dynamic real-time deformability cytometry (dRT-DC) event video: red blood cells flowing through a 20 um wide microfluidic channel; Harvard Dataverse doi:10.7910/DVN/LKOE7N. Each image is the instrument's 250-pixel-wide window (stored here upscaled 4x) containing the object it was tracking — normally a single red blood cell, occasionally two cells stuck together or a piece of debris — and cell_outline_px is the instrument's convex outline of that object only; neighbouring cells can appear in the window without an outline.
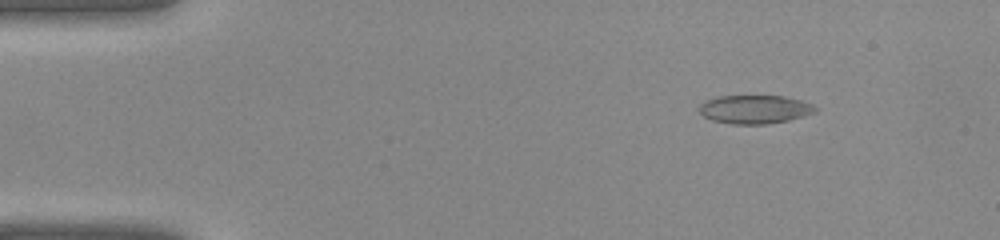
{"species": "common noctule bat (a hibernating species)", "species_latin": "Nyctalus noctula", "temperature_condition": "warm", "stored_images_in_passage": 40, "camera_frame_rate_fps": 3000, "um_per_image_px": 0.085, "animal": {"sex": "female", "body_mass_g": 22.0, "forearm_length_mm": 56.7}, "frame": {"image": 1, "passage_image": 5, "time_ms": 1.333, "image_size_px": [1000, 240], "cell_outline_px": [[820, 108], [816, 112], [804, 116], [788, 120], [768, 124], [732, 124], [712, 120], [704, 116], [700, 112], [700, 104], [708, 100], [720, 96], [784, 96], [800, 100], [812, 104]], "centroid_in_image_um": [64.21, 9.3], "position_along_channel_um": 20.8, "area_um2": 19.25}}
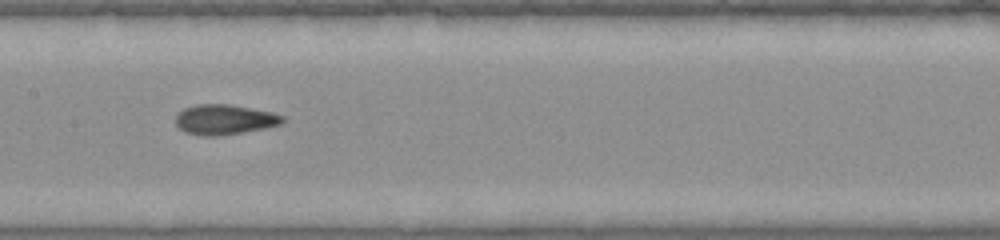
{"frame": {"image": 2, "passage_image": 20, "time_ms": 6.333, "image_size_px": [1000, 240], "cell_outline_px": [[284, 124], [244, 132], [216, 136], [204, 136], [184, 132], [176, 124], [176, 112], [184, 108], [200, 104], [228, 104], [272, 112], [284, 116]], "centroid_in_image_um": [19.08, 10.16], "position_along_channel_um": 188.3, "area_um2": 18.79}}
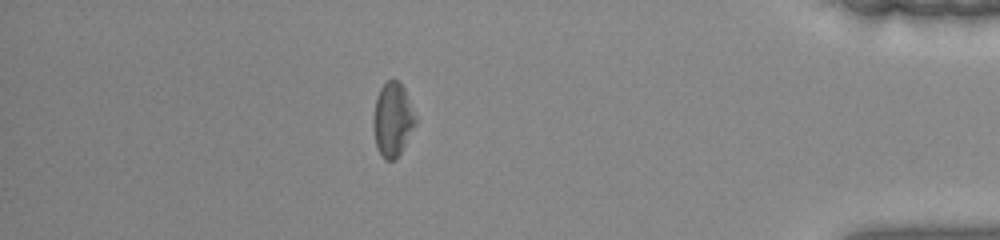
{"frame": {"image": 3, "passage_image": 35, "time_ms": 11.333, "image_size_px": [1000, 240], "cell_outline_px": [[416, 124], [400, 152], [392, 160], [384, 160], [376, 148], [372, 128], [372, 120], [376, 96], [380, 88], [392, 76], [400, 80], [404, 88], [416, 116]], "centroid_in_image_um": [33.34, 10.11], "position_along_channel_um": 401.9, "area_um2": 18.44}}